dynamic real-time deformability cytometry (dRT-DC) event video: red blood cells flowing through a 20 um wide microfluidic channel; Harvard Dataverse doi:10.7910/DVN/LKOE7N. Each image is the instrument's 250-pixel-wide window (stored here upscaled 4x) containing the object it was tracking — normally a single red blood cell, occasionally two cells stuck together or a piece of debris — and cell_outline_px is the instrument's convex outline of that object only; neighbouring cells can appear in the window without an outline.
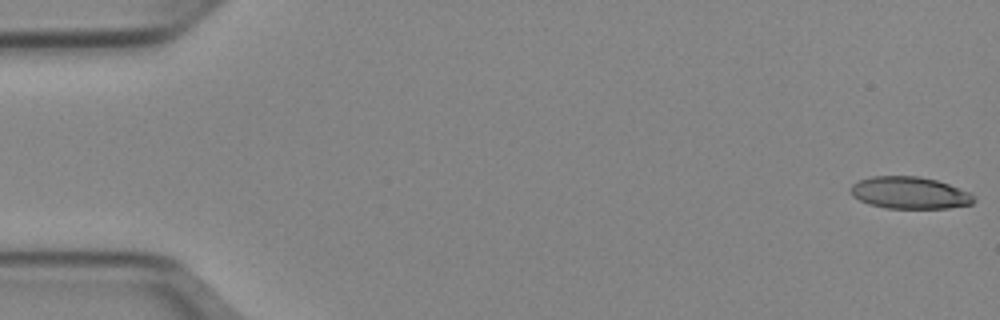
{"species": "Egyptian fruit bat (a non-hibernating species)", "species_latin": "Rousettus aegyptiacus", "temperature_condition": "cold", "stored_images_in_passage": 16, "camera_frame_rate_fps": 3000, "um_per_image_px": 0.085, "animal": {"sex": "female"}, "frame": {"image": 1, "passage_image": 1, "time_ms": 0.0, "image_size_px": [1000, 320], "cell_outline_px": [[976, 200], [972, 204], [948, 208], [884, 208], [868, 204], [852, 196], [848, 188], [852, 184], [860, 180], [872, 176], [920, 176], [936, 180], [972, 192], [976, 196]], "centroid_in_image_um": [77.33, 16.39], "position_along_channel_um": 7.7, "area_um2": 23.29}}
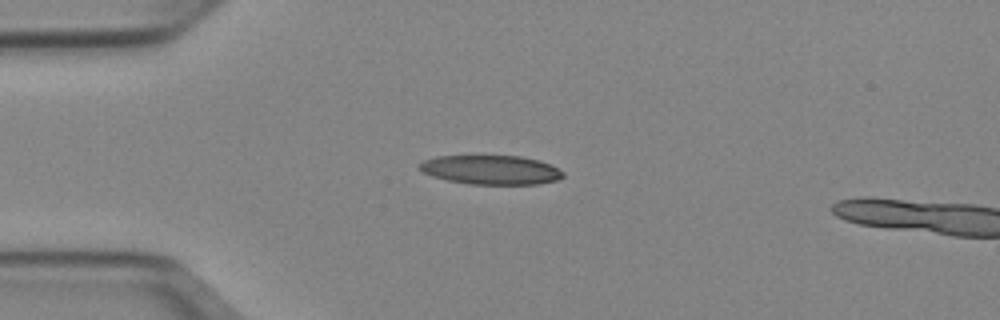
{"frame": {"image": 2, "passage_image": 13, "time_ms": 4.0, "image_size_px": [1000, 320], "cell_outline_px": [[564, 176], [556, 180], [540, 184], [468, 184], [448, 180], [432, 176], [424, 172], [416, 164], [424, 160], [436, 156], [520, 156], [540, 160], [564, 172]], "centroid_in_image_um": [41.72, 14.44], "position_along_channel_um": 43.3, "area_um2": 24.33}}